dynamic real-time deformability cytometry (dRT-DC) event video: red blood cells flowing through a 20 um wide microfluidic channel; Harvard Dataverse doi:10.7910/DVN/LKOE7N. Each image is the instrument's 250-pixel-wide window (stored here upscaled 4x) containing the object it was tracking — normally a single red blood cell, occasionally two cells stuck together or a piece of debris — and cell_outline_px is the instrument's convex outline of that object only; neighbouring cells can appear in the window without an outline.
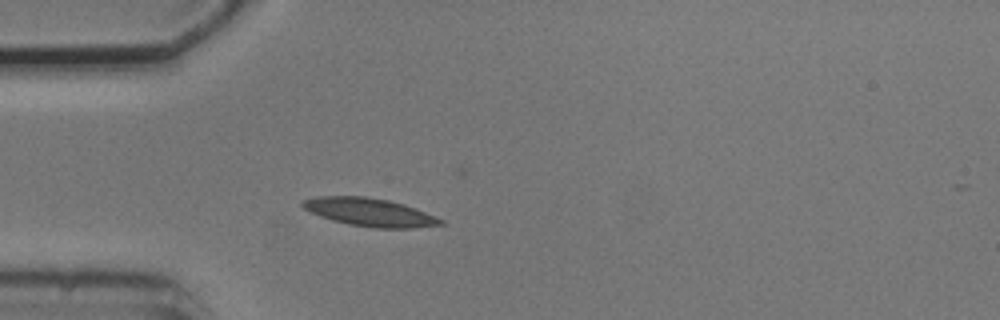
{"species": "common noctule bat (a hibernating species)", "species_latin": "Nyctalus noctula", "temperature_condition": "cold", "stored_images_in_passage": 4, "camera_frame_rate_fps": 3000, "um_per_image_px": 0.085, "animal": {"sex": "male", "body_mass_g": 20.5, "forearm_length_mm": 52.5}, "frame": {"image": 1, "passage_image": 3, "time_ms": 2.333, "image_size_px": [1000, 320], "cell_outline_px": [[444, 224], [412, 228], [376, 228], [348, 224], [332, 220], [308, 212], [300, 204], [300, 200], [316, 196], [364, 196], [388, 200], [404, 204], [416, 208], [436, 216], [444, 220]], "centroid_in_image_um": [31.39, 18.03], "position_along_channel_um": 53.6, "area_um2": 22.77}}